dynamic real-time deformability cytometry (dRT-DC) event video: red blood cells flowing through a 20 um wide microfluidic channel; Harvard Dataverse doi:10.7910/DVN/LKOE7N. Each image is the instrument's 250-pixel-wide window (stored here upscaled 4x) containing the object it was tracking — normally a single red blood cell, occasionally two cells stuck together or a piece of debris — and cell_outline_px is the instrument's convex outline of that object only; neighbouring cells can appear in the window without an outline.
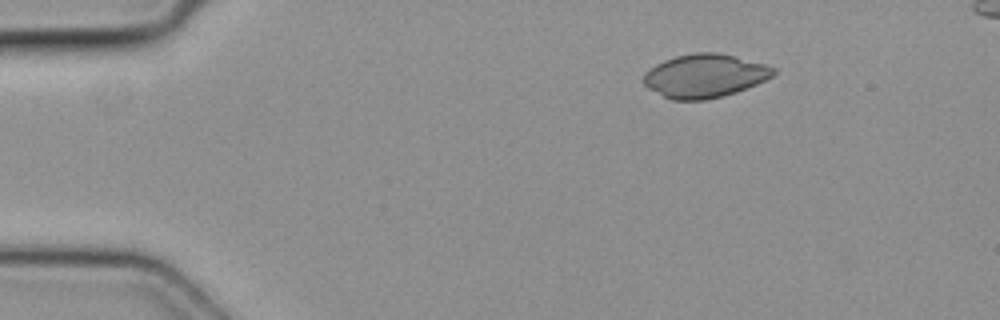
{"species": "common noctule bat (a hibernating species)", "species_latin": "Nyctalus noctula", "temperature_condition": "cold", "stored_images_in_passage": 3, "camera_frame_rate_fps": 3000, "um_per_image_px": 0.085, "animal": {"sex": "female", "body_mass_g": 19.3, "forearm_length_mm": 54.1}, "frame": {"image": 1, "passage_image": 3, "time_ms": 0.667, "image_size_px": [1000, 320], "cell_outline_px": [[776, 72], [772, 76], [756, 84], [736, 92], [704, 100], [672, 100], [648, 88], [644, 84], [644, 72], [656, 64], [664, 60], [676, 56], [696, 52], [720, 52], [764, 64], [776, 68]], "centroid_in_image_um": [59.89, 6.44], "position_along_channel_um": 25.1, "area_um2": 32.71}}